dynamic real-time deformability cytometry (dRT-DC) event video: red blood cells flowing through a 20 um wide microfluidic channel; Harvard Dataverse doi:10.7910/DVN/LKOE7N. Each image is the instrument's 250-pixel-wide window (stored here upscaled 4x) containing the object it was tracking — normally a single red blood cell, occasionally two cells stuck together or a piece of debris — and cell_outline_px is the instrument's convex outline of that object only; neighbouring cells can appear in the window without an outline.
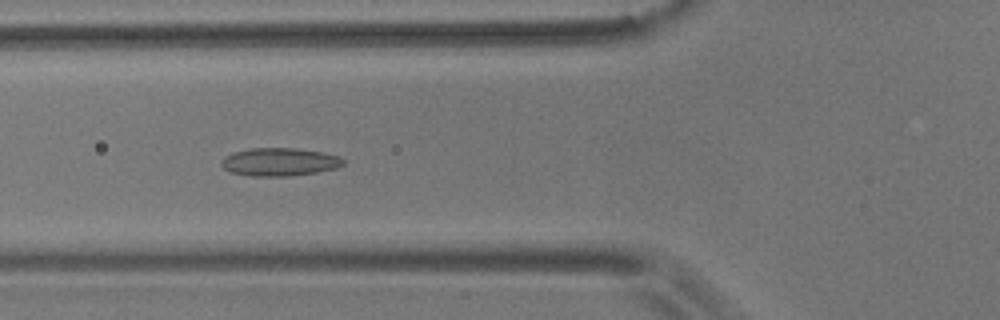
{"species": "common noctule bat (a hibernating species)", "species_latin": "Nyctalus noctula", "temperature_condition": "room temperature", "stored_images_in_passage": 6, "camera_frame_rate_fps": 3000, "um_per_image_px": 0.085, "animal": {"sex": "male", "body_mass_g": 17.9}, "frame": {"image": 1, "passage_image": 5, "time_ms": 1.333, "image_size_px": [1000, 320], "cell_outline_px": [[344, 164], [336, 168], [316, 172], [288, 176], [252, 176], [232, 172], [224, 168], [220, 164], [224, 156], [232, 152], [252, 148], [296, 148], [324, 152], [340, 156], [344, 160]], "centroid_in_image_um": [23.77, 13.75], "position_along_channel_um": 102.0, "area_um2": 19.94}}
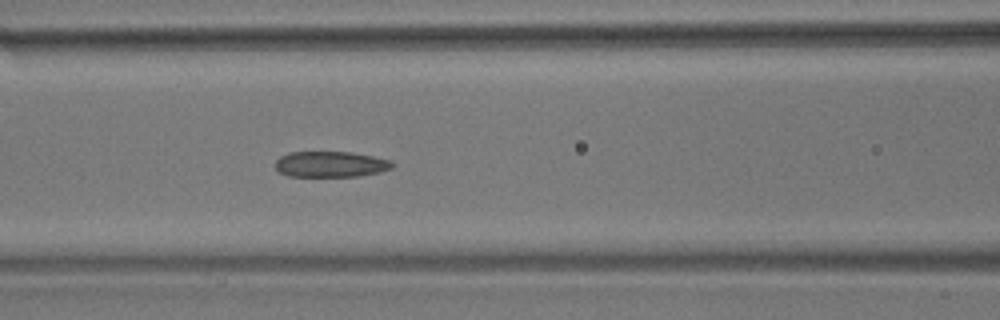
{"frame": {"image": 2, "passage_image": 6, "time_ms": 1.667, "image_size_px": [1000, 320], "cell_outline_px": [[396, 164], [392, 168], [380, 172], [360, 176], [288, 176], [280, 172], [276, 168], [276, 160], [280, 156], [288, 152], [352, 152], [392, 160]], "centroid_in_image_um": [28.14, 13.95], "position_along_channel_um": 138.5, "area_um2": 17.69}}